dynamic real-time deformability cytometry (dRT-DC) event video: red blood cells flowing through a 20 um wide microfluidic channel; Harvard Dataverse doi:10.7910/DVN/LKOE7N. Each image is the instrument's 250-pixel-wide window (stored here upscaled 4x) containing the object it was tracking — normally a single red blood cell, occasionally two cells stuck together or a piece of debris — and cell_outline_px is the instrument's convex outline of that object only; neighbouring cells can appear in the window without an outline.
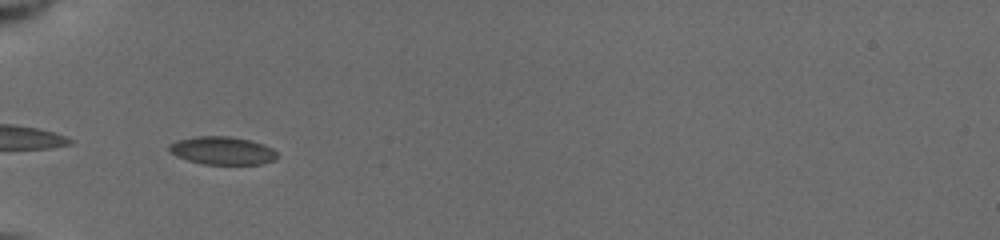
{"species": "common noctule bat (a hibernating species)", "species_latin": "Nyctalus noctula", "temperature_condition": "cold", "stored_images_in_passage": 13, "camera_frame_rate_fps": 3000, "um_per_image_px": 0.085, "animal": {"sex": "female", "body_mass_g": 19.5, "forearm_length_mm": 54.1}, "frame": {"image": 1, "passage_image": 1, "time_ms": 0.0, "image_size_px": [1000, 240], "cell_outline_px": [[276, 160], [260, 164], [204, 164], [188, 160], [176, 156], [168, 152], [168, 144], [176, 140], [196, 136], [228, 136], [252, 140], [264, 144], [272, 148], [276, 152]], "centroid_in_image_um": [18.87, 12.79], "position_along_channel_um": 66.1, "area_um2": 17.8}}
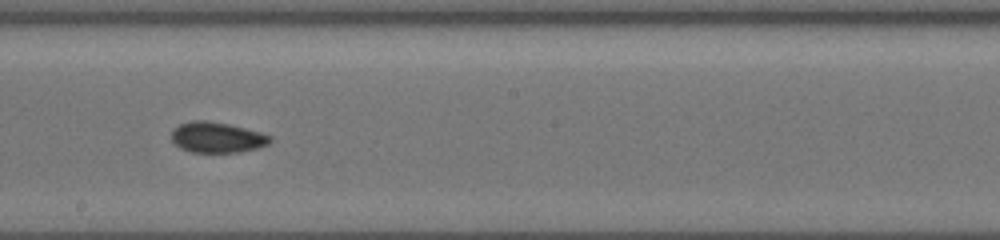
{"frame": {"image": 2, "passage_image": 5, "time_ms": 4.333, "image_size_px": [1000, 240], "cell_outline_px": [[272, 140], [268, 144], [256, 148], [240, 152], [192, 152], [180, 148], [172, 140], [172, 128], [180, 124], [192, 120], [208, 120], [228, 124], [260, 132], [272, 136]], "centroid_in_image_um": [18.43, 11.67], "position_along_channel_um": 229.8, "area_um2": 17.57}}
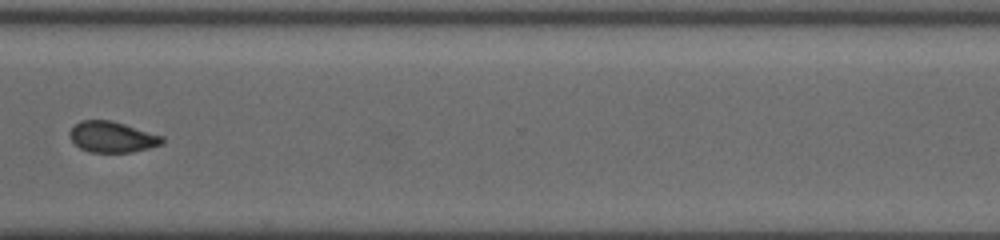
{"frame": {"image": 3, "passage_image": 11, "time_ms": 7.667, "image_size_px": [1000, 240], "cell_outline_px": [[164, 144], [132, 152], [88, 152], [80, 148], [68, 136], [68, 132], [80, 120], [112, 120], [164, 136]], "centroid_in_image_um": [9.54, 11.64], "position_along_channel_um": 361.1, "area_um2": 16.76}, "authors_computed_cell_mechanics": {"area_um2": 17.1666, "velocity_mm_per_s": 3.9267, "shape_relaxation_time_tau1_ms": null, "shape_relaxation_time_tau2_ms": 1.6839, "deformation_change_tau1": null, "deformation_change_tau2": 0.0386}}